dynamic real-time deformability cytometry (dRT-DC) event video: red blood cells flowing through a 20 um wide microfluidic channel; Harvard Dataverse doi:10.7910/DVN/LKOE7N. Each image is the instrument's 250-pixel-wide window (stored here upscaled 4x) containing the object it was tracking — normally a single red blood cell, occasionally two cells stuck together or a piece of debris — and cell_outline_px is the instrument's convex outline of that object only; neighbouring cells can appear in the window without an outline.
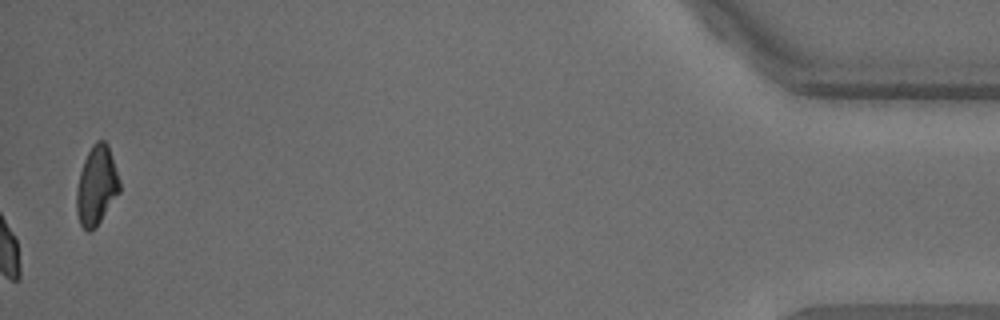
{"species": "common noctule bat (a hibernating species)", "species_latin": "Nyctalus noctula", "temperature_condition": "warm", "stored_images_in_passage": 35, "camera_frame_rate_fps": 3000, "um_per_image_px": 0.085, "animal": {"sex": "male", "body_mass_g": 18.8}, "frame": {"image": 1, "passage_image": 35, "time_ms": 11.333, "image_size_px": [1000, 320], "cell_outline_px": [[120, 192], [96, 228], [88, 232], [80, 224], [76, 212], [76, 192], [80, 172], [84, 160], [92, 144], [96, 140], [104, 140], [108, 144], [120, 180]], "centroid_in_image_um": [8.21, 15.78], "position_along_channel_um": 427.0, "area_um2": 20.0}}